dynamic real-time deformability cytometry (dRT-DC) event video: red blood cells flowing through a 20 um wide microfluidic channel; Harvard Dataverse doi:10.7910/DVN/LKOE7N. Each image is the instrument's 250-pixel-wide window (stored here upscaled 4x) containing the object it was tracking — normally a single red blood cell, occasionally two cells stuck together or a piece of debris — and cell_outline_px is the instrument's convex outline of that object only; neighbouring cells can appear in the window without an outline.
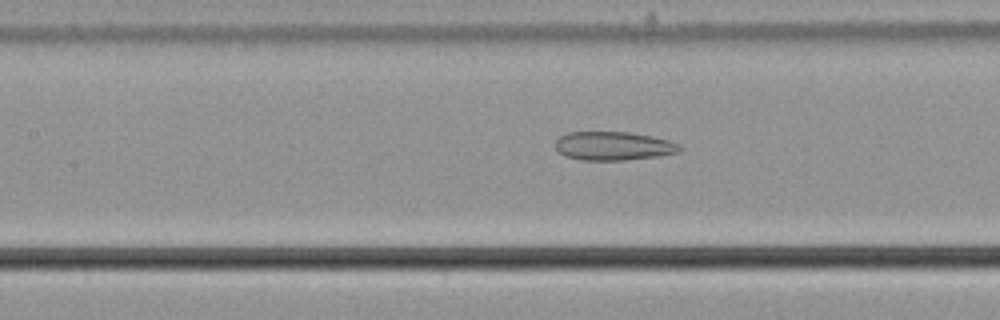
{"species": "common noctule bat (a hibernating species)", "species_latin": "Nyctalus noctula", "temperature_condition": "cold", "stored_images_in_passage": 46, "camera_frame_rate_fps": 3000, "um_per_image_px": 0.085, "animal": {"sex": "male", "body_mass_g": 21.5, "forearm_length_mm": 52.0}, "frame": {"image": 1, "passage_image": 16, "time_ms": 5.0, "image_size_px": [1000, 320], "cell_outline_px": [[684, 148], [680, 152], [656, 156], [624, 160], [580, 160], [564, 156], [556, 148], [556, 140], [560, 136], [568, 132], [628, 132], [652, 136], [668, 140], [680, 144]], "centroid_in_image_um": [52.16, 12.4], "position_along_channel_um": 155.2, "area_um2": 20.81}}
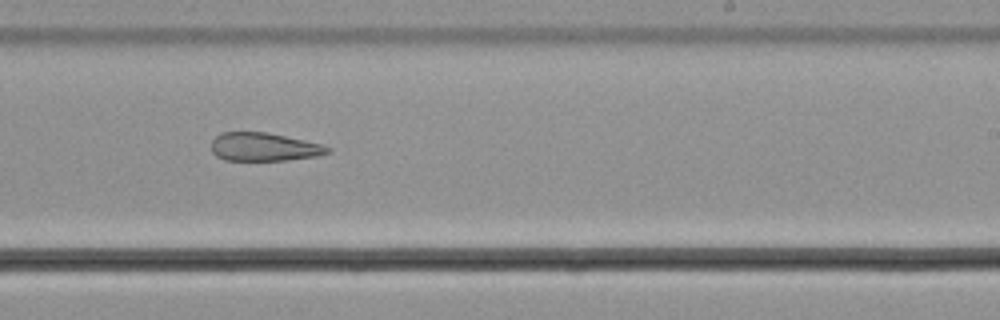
{"frame": {"image": 2, "passage_image": 25, "time_ms": 8.0, "image_size_px": [1000, 320], "cell_outline_px": [[332, 152], [316, 156], [288, 160], [224, 160], [216, 156], [212, 152], [212, 140], [220, 132], [268, 132], [304, 140], [320, 144], [332, 148]], "centroid_in_image_um": [22.44, 12.49], "position_along_channel_um": 266.6, "area_um2": 19.25}}
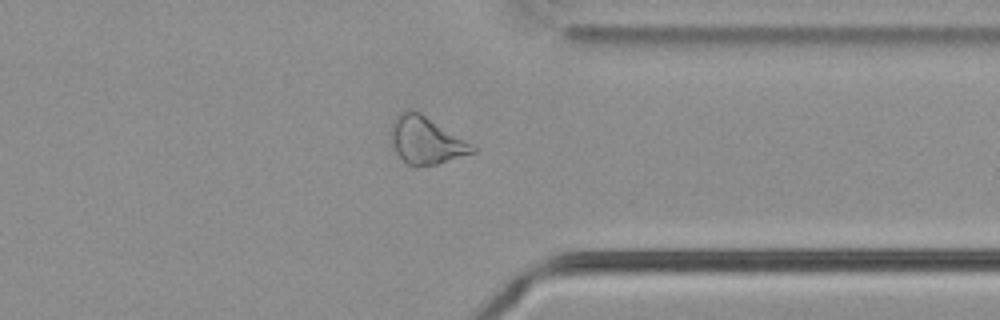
{"frame": {"image": 3, "passage_image": 34, "time_ms": 11.0, "image_size_px": [1000, 320], "cell_outline_px": [[476, 152], [436, 164], [416, 168], [408, 164], [396, 152], [392, 144], [392, 120], [400, 112], [408, 108], [420, 112], [464, 140], [476, 148]], "centroid_in_image_um": [36.17, 11.93], "position_along_channel_um": 375.2, "area_um2": 22.08}}